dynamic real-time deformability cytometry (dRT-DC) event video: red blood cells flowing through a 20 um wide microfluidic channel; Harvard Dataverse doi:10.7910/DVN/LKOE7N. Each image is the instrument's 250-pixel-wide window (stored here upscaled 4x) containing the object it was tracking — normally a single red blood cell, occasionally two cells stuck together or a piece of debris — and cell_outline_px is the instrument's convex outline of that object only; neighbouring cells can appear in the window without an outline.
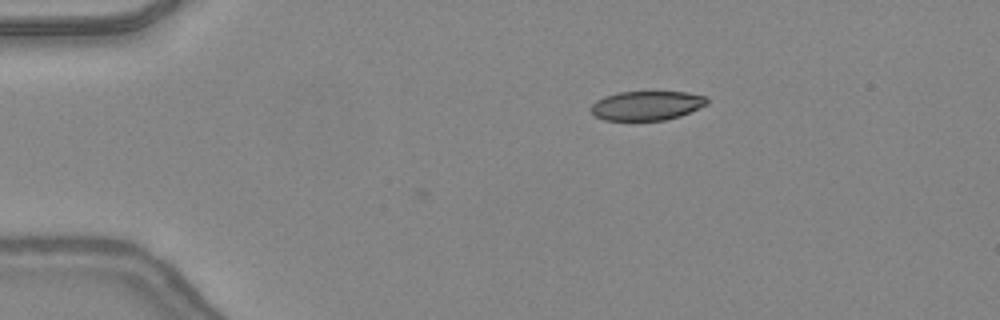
{"species": "common noctule bat (a hibernating species)", "species_latin": "Nyctalus noctula", "temperature_condition": "warm", "stored_images_in_passage": 2, "camera_frame_rate_fps": 3000, "um_per_image_px": 0.085, "animal": {"sex": "female", "body_mass_g": 24.6, "forearm_length_mm": 56.2}, "frame": {"image": 1, "passage_image": 2, "time_ms": 0.333, "image_size_px": [1000, 320], "cell_outline_px": [[708, 104], [680, 116], [664, 120], [604, 120], [596, 116], [588, 108], [596, 100], [604, 96], [620, 92], [688, 92], [704, 96], [708, 100]], "centroid_in_image_um": [54.95, 8.97], "position_along_channel_um": 30.0, "area_um2": 19.77}}